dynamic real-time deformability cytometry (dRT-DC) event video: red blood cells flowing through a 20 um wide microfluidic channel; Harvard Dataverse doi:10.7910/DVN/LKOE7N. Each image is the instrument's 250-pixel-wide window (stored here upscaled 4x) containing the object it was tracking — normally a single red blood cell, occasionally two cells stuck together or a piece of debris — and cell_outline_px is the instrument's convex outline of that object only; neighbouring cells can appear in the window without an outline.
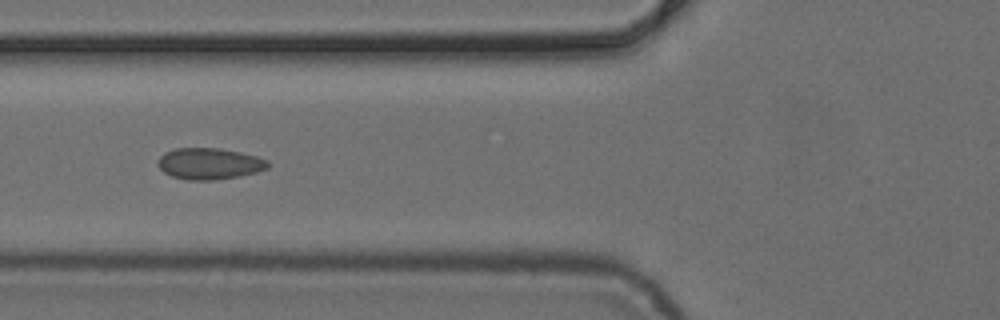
{"species": "common noctule bat (a hibernating species)", "species_latin": "Nyctalus noctula", "temperature_condition": "cold", "stored_images_in_passage": 7, "camera_frame_rate_fps": 3000, "um_per_image_px": 0.085, "animal": {"sex": "female", "body_mass_g": 24.6, "forearm_length_mm": 56.2}, "frame": {"image": 1, "passage_image": 4, "time_ms": 4.333, "image_size_px": [1000, 320], "cell_outline_px": [[272, 164], [268, 168], [256, 172], [240, 176], [216, 180], [188, 180], [172, 176], [164, 172], [156, 164], [160, 156], [164, 152], [176, 148], [220, 148], [240, 152], [256, 156], [268, 160]], "centroid_in_image_um": [17.81, 13.91], "position_along_channel_um": 108.0, "area_um2": 20.29}}
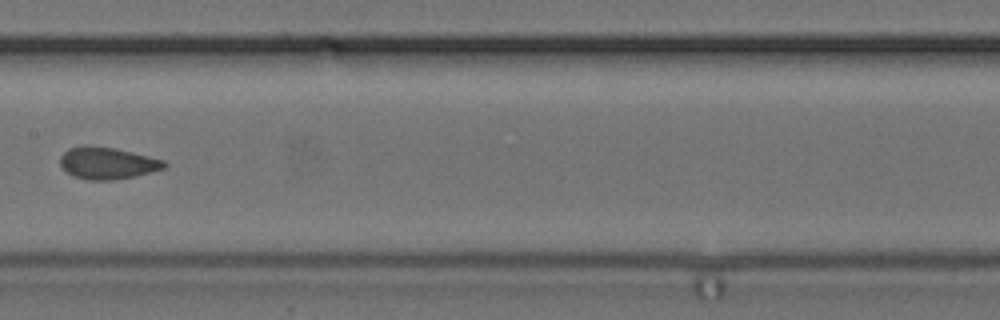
{"frame": {"image": 2, "passage_image": 6, "time_ms": 6.667, "image_size_px": [1000, 320], "cell_outline_px": [[168, 164], [164, 168], [132, 176], [112, 180], [88, 180], [76, 176], [68, 172], [60, 164], [60, 156], [68, 148], [84, 144], [88, 144], [116, 148], [164, 160]], "centroid_in_image_um": [9.1, 13.83], "position_along_channel_um": 198.3, "area_um2": 19.25}}
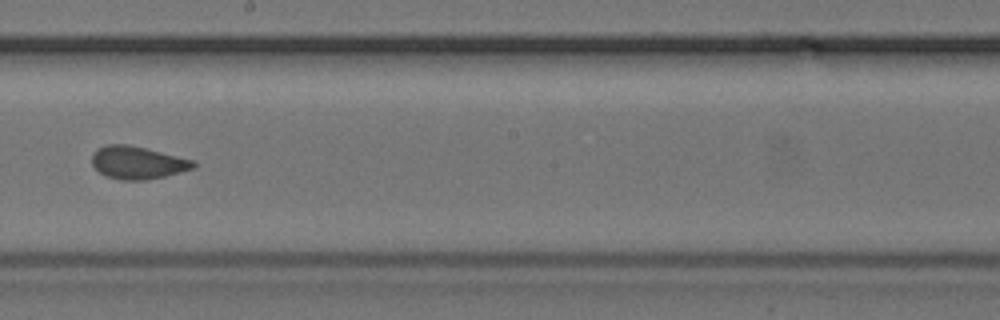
{"frame": {"image": 3, "passage_image": 7, "time_ms": 7.667, "image_size_px": [1000, 320], "cell_outline_px": [[196, 168], [164, 176], [144, 180], [120, 180], [104, 176], [92, 164], [92, 152], [96, 148], [108, 144], [128, 144], [192, 160], [196, 164]], "centroid_in_image_um": [11.64, 13.82], "position_along_channel_um": 236.6, "area_um2": 19.25}}